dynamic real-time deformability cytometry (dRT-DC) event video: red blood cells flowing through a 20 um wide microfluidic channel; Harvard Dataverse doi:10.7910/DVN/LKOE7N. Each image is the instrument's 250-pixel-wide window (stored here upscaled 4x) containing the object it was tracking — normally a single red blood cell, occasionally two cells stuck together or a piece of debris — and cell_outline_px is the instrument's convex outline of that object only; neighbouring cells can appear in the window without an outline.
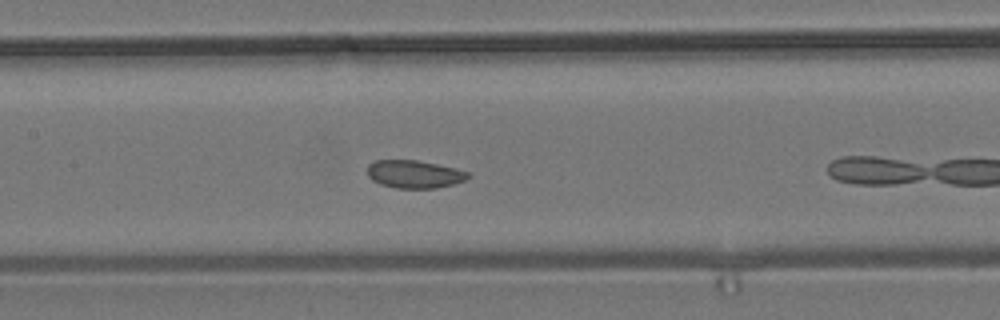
{"species": "common noctule bat (a hibernating species)", "species_latin": "Nyctalus noctula", "temperature_condition": "room temperature", "stored_images_in_passage": 13, "camera_frame_rate_fps": 3000, "um_per_image_px": 0.085, "animal": {"sex": "male", "body_mass_g": 19.2, "forearm_length_mm": 51.8}, "frame": {"image": 1, "passage_image": 8, "time_ms": 2.333, "image_size_px": [1000, 320], "cell_outline_px": [[472, 176], [464, 180], [452, 184], [436, 188], [396, 188], [380, 184], [372, 180], [368, 176], [368, 164], [376, 160], [416, 160], [436, 164], [468, 172]], "centroid_in_image_um": [35.19, 14.8], "position_along_channel_um": 172.2, "area_um2": 16.18}}
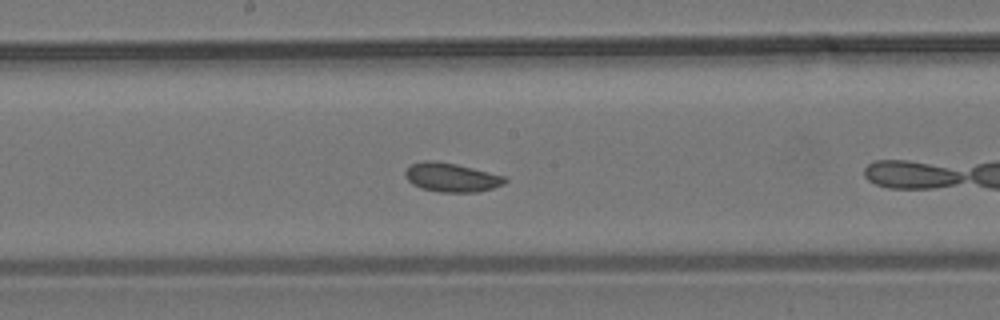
{"frame": {"image": 2, "passage_image": 11, "time_ms": 3.333, "image_size_px": [1000, 320], "cell_outline_px": [[508, 180], [504, 184], [492, 188], [476, 192], [440, 192], [420, 188], [412, 184], [404, 176], [404, 172], [412, 164], [424, 160], [436, 160], [456, 164], [504, 176]], "centroid_in_image_um": [38.34, 15.08], "position_along_channel_um": 209.9, "area_um2": 16.76}}